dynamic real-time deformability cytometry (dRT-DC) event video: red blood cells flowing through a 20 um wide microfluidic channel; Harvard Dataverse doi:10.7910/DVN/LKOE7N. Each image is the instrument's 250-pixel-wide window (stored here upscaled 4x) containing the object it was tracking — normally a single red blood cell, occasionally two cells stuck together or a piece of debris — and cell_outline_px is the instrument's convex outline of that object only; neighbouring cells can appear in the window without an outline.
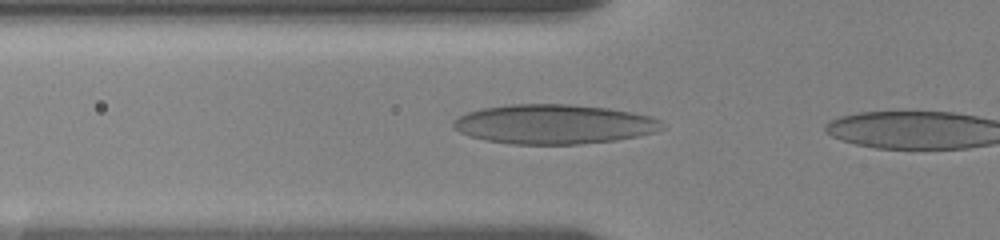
{"species": "human", "species_latin": "Homo sapiens", "temperature_condition": "room temperature", "stored_images_in_passage": 4, "camera_frame_rate_fps": 3000, "um_per_image_px": 0.085, "donor": {"sex": "female"}, "frame": {"image": 1, "passage_image": 3, "time_ms": 0.667, "image_size_px": [1000, 240], "cell_outline_px": [[664, 128], [656, 132], [616, 140], [580, 144], [512, 144], [484, 140], [468, 136], [452, 128], [452, 124], [460, 116], [468, 112], [484, 108], [512, 104], [568, 104], [608, 108], [632, 112], [648, 116], [660, 120], [664, 124]], "centroid_in_image_um": [47.09, 10.56], "position_along_channel_um": 78.7, "area_um2": 48.03}}